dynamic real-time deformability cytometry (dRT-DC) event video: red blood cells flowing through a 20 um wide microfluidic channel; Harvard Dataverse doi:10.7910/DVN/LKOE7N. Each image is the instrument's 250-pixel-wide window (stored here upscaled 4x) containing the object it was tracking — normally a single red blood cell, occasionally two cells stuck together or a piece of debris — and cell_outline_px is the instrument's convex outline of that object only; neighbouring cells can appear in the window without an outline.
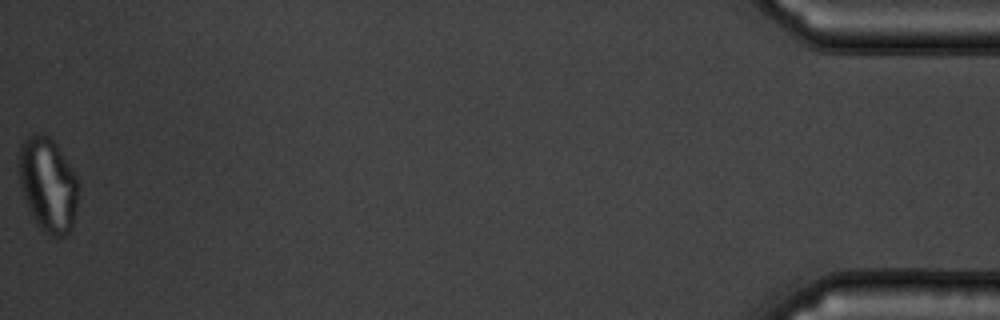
{"species": "common noctule bat (a hibernating species)", "species_latin": "Nyctalus noctula", "temperature_condition": "warm", "stored_images_in_passage": 56, "camera_frame_rate_fps": 3000, "um_per_image_px": 0.085, "animal": {"sex": "male", "body_mass_g": 19.5, "forearm_length_mm": 54.6}, "frame": {"image": 1, "passage_image": 56, "time_ms": 18.333, "image_size_px": [1000, 320], "cell_outline_px": [[80, 188], [72, 228], [64, 236], [48, 236], [36, 224], [28, 208], [20, 184], [20, 144], [28, 136], [36, 132], [44, 132], [56, 144], [72, 168], [76, 176]], "centroid_in_image_um": [4.1, 15.7], "position_along_channel_um": 431.1, "area_um2": 32.77}}